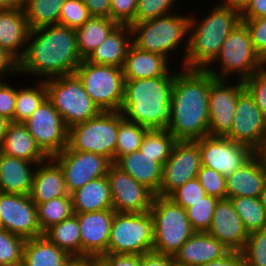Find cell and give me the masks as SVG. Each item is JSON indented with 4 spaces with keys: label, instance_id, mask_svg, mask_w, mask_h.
I'll use <instances>...</instances> for the list:
<instances>
[{
    "label": "cell",
    "instance_id": "obj_50",
    "mask_svg": "<svg viewBox=\"0 0 266 266\" xmlns=\"http://www.w3.org/2000/svg\"><path fill=\"white\" fill-rule=\"evenodd\" d=\"M110 18L118 24L134 23L138 0H110Z\"/></svg>",
    "mask_w": 266,
    "mask_h": 266
},
{
    "label": "cell",
    "instance_id": "obj_25",
    "mask_svg": "<svg viewBox=\"0 0 266 266\" xmlns=\"http://www.w3.org/2000/svg\"><path fill=\"white\" fill-rule=\"evenodd\" d=\"M29 32L23 9H0V47L17 61L24 54Z\"/></svg>",
    "mask_w": 266,
    "mask_h": 266
},
{
    "label": "cell",
    "instance_id": "obj_29",
    "mask_svg": "<svg viewBox=\"0 0 266 266\" xmlns=\"http://www.w3.org/2000/svg\"><path fill=\"white\" fill-rule=\"evenodd\" d=\"M132 44L130 25L118 24L106 39L86 58L88 62L122 68Z\"/></svg>",
    "mask_w": 266,
    "mask_h": 266
},
{
    "label": "cell",
    "instance_id": "obj_56",
    "mask_svg": "<svg viewBox=\"0 0 266 266\" xmlns=\"http://www.w3.org/2000/svg\"><path fill=\"white\" fill-rule=\"evenodd\" d=\"M91 16L110 18V0H82Z\"/></svg>",
    "mask_w": 266,
    "mask_h": 266
},
{
    "label": "cell",
    "instance_id": "obj_37",
    "mask_svg": "<svg viewBox=\"0 0 266 266\" xmlns=\"http://www.w3.org/2000/svg\"><path fill=\"white\" fill-rule=\"evenodd\" d=\"M35 84L36 87H21L16 88V101L13 115L14 123L26 122L32 113L40 106V104L47 98V88L45 81L41 80Z\"/></svg>",
    "mask_w": 266,
    "mask_h": 266
},
{
    "label": "cell",
    "instance_id": "obj_44",
    "mask_svg": "<svg viewBox=\"0 0 266 266\" xmlns=\"http://www.w3.org/2000/svg\"><path fill=\"white\" fill-rule=\"evenodd\" d=\"M177 0H138L134 23L155 19L174 13L172 11Z\"/></svg>",
    "mask_w": 266,
    "mask_h": 266
},
{
    "label": "cell",
    "instance_id": "obj_2",
    "mask_svg": "<svg viewBox=\"0 0 266 266\" xmlns=\"http://www.w3.org/2000/svg\"><path fill=\"white\" fill-rule=\"evenodd\" d=\"M215 79L206 70L181 68L171 92V123L177 140L194 141L209 136V92Z\"/></svg>",
    "mask_w": 266,
    "mask_h": 266
},
{
    "label": "cell",
    "instance_id": "obj_49",
    "mask_svg": "<svg viewBox=\"0 0 266 266\" xmlns=\"http://www.w3.org/2000/svg\"><path fill=\"white\" fill-rule=\"evenodd\" d=\"M246 25L254 50L263 58L266 55V16L255 19H242Z\"/></svg>",
    "mask_w": 266,
    "mask_h": 266
},
{
    "label": "cell",
    "instance_id": "obj_30",
    "mask_svg": "<svg viewBox=\"0 0 266 266\" xmlns=\"http://www.w3.org/2000/svg\"><path fill=\"white\" fill-rule=\"evenodd\" d=\"M0 153L21 158L36 165L49 157L41 150L23 123L10 122L0 147Z\"/></svg>",
    "mask_w": 266,
    "mask_h": 266
},
{
    "label": "cell",
    "instance_id": "obj_5",
    "mask_svg": "<svg viewBox=\"0 0 266 266\" xmlns=\"http://www.w3.org/2000/svg\"><path fill=\"white\" fill-rule=\"evenodd\" d=\"M189 22L190 15L171 13L140 23H133L130 25L132 44L140 50L160 54L169 60L172 58L170 57L173 55L172 52L180 50L183 46L184 53L181 56L183 61L180 68H184L188 50Z\"/></svg>",
    "mask_w": 266,
    "mask_h": 266
},
{
    "label": "cell",
    "instance_id": "obj_19",
    "mask_svg": "<svg viewBox=\"0 0 266 266\" xmlns=\"http://www.w3.org/2000/svg\"><path fill=\"white\" fill-rule=\"evenodd\" d=\"M107 178L110 184L112 206L116 212H149L155 194L146 186L112 164Z\"/></svg>",
    "mask_w": 266,
    "mask_h": 266
},
{
    "label": "cell",
    "instance_id": "obj_47",
    "mask_svg": "<svg viewBox=\"0 0 266 266\" xmlns=\"http://www.w3.org/2000/svg\"><path fill=\"white\" fill-rule=\"evenodd\" d=\"M206 195L204 188L197 178L191 179L182 186L178 187L168 197L183 209L192 206L193 203L200 201Z\"/></svg>",
    "mask_w": 266,
    "mask_h": 266
},
{
    "label": "cell",
    "instance_id": "obj_20",
    "mask_svg": "<svg viewBox=\"0 0 266 266\" xmlns=\"http://www.w3.org/2000/svg\"><path fill=\"white\" fill-rule=\"evenodd\" d=\"M114 209L74 213L78 217L81 235V258H98L108 254Z\"/></svg>",
    "mask_w": 266,
    "mask_h": 266
},
{
    "label": "cell",
    "instance_id": "obj_42",
    "mask_svg": "<svg viewBox=\"0 0 266 266\" xmlns=\"http://www.w3.org/2000/svg\"><path fill=\"white\" fill-rule=\"evenodd\" d=\"M241 253L245 266H266V229L249 233Z\"/></svg>",
    "mask_w": 266,
    "mask_h": 266
},
{
    "label": "cell",
    "instance_id": "obj_34",
    "mask_svg": "<svg viewBox=\"0 0 266 266\" xmlns=\"http://www.w3.org/2000/svg\"><path fill=\"white\" fill-rule=\"evenodd\" d=\"M43 235L71 257L81 258L80 226L76 214L51 226Z\"/></svg>",
    "mask_w": 266,
    "mask_h": 266
},
{
    "label": "cell",
    "instance_id": "obj_38",
    "mask_svg": "<svg viewBox=\"0 0 266 266\" xmlns=\"http://www.w3.org/2000/svg\"><path fill=\"white\" fill-rule=\"evenodd\" d=\"M230 200L248 234L266 229V211L260 198L234 197Z\"/></svg>",
    "mask_w": 266,
    "mask_h": 266
},
{
    "label": "cell",
    "instance_id": "obj_31",
    "mask_svg": "<svg viewBox=\"0 0 266 266\" xmlns=\"http://www.w3.org/2000/svg\"><path fill=\"white\" fill-rule=\"evenodd\" d=\"M73 212L86 213L113 209L107 176L91 180L71 193Z\"/></svg>",
    "mask_w": 266,
    "mask_h": 266
},
{
    "label": "cell",
    "instance_id": "obj_43",
    "mask_svg": "<svg viewBox=\"0 0 266 266\" xmlns=\"http://www.w3.org/2000/svg\"><path fill=\"white\" fill-rule=\"evenodd\" d=\"M26 239L0 228V266H7L23 260Z\"/></svg>",
    "mask_w": 266,
    "mask_h": 266
},
{
    "label": "cell",
    "instance_id": "obj_26",
    "mask_svg": "<svg viewBox=\"0 0 266 266\" xmlns=\"http://www.w3.org/2000/svg\"><path fill=\"white\" fill-rule=\"evenodd\" d=\"M164 56L143 51L131 44L122 67L124 80L155 78L166 75L171 67Z\"/></svg>",
    "mask_w": 266,
    "mask_h": 266
},
{
    "label": "cell",
    "instance_id": "obj_22",
    "mask_svg": "<svg viewBox=\"0 0 266 266\" xmlns=\"http://www.w3.org/2000/svg\"><path fill=\"white\" fill-rule=\"evenodd\" d=\"M266 181V168L258 153L226 177V198H260Z\"/></svg>",
    "mask_w": 266,
    "mask_h": 266
},
{
    "label": "cell",
    "instance_id": "obj_24",
    "mask_svg": "<svg viewBox=\"0 0 266 266\" xmlns=\"http://www.w3.org/2000/svg\"><path fill=\"white\" fill-rule=\"evenodd\" d=\"M30 198L35 204L69 195L60 166L49 157L35 166Z\"/></svg>",
    "mask_w": 266,
    "mask_h": 266
},
{
    "label": "cell",
    "instance_id": "obj_28",
    "mask_svg": "<svg viewBox=\"0 0 266 266\" xmlns=\"http://www.w3.org/2000/svg\"><path fill=\"white\" fill-rule=\"evenodd\" d=\"M135 181L146 186L155 195L158 193L162 181L163 166L152 160L139 150L120 156L114 163Z\"/></svg>",
    "mask_w": 266,
    "mask_h": 266
},
{
    "label": "cell",
    "instance_id": "obj_21",
    "mask_svg": "<svg viewBox=\"0 0 266 266\" xmlns=\"http://www.w3.org/2000/svg\"><path fill=\"white\" fill-rule=\"evenodd\" d=\"M207 233L231 251H241L249 235L228 198L218 200Z\"/></svg>",
    "mask_w": 266,
    "mask_h": 266
},
{
    "label": "cell",
    "instance_id": "obj_62",
    "mask_svg": "<svg viewBox=\"0 0 266 266\" xmlns=\"http://www.w3.org/2000/svg\"><path fill=\"white\" fill-rule=\"evenodd\" d=\"M257 153L261 157V159L265 165V168H266V139H265L262 147L260 148V150Z\"/></svg>",
    "mask_w": 266,
    "mask_h": 266
},
{
    "label": "cell",
    "instance_id": "obj_52",
    "mask_svg": "<svg viewBox=\"0 0 266 266\" xmlns=\"http://www.w3.org/2000/svg\"><path fill=\"white\" fill-rule=\"evenodd\" d=\"M107 266H140V255L104 254L99 257Z\"/></svg>",
    "mask_w": 266,
    "mask_h": 266
},
{
    "label": "cell",
    "instance_id": "obj_51",
    "mask_svg": "<svg viewBox=\"0 0 266 266\" xmlns=\"http://www.w3.org/2000/svg\"><path fill=\"white\" fill-rule=\"evenodd\" d=\"M16 101V88L0 81V116L13 122Z\"/></svg>",
    "mask_w": 266,
    "mask_h": 266
},
{
    "label": "cell",
    "instance_id": "obj_7",
    "mask_svg": "<svg viewBox=\"0 0 266 266\" xmlns=\"http://www.w3.org/2000/svg\"><path fill=\"white\" fill-rule=\"evenodd\" d=\"M219 63L218 69L209 65L205 70L215 79H226L235 74L238 80H246L263 67L262 58L254 50L246 25L241 22L227 36L221 50L211 64ZM232 74V75H231Z\"/></svg>",
    "mask_w": 266,
    "mask_h": 266
},
{
    "label": "cell",
    "instance_id": "obj_41",
    "mask_svg": "<svg viewBox=\"0 0 266 266\" xmlns=\"http://www.w3.org/2000/svg\"><path fill=\"white\" fill-rule=\"evenodd\" d=\"M218 200L215 197L205 195L200 201L185 209L194 232H207L209 230Z\"/></svg>",
    "mask_w": 266,
    "mask_h": 266
},
{
    "label": "cell",
    "instance_id": "obj_63",
    "mask_svg": "<svg viewBox=\"0 0 266 266\" xmlns=\"http://www.w3.org/2000/svg\"><path fill=\"white\" fill-rule=\"evenodd\" d=\"M90 266H107L99 257L90 258Z\"/></svg>",
    "mask_w": 266,
    "mask_h": 266
},
{
    "label": "cell",
    "instance_id": "obj_55",
    "mask_svg": "<svg viewBox=\"0 0 266 266\" xmlns=\"http://www.w3.org/2000/svg\"><path fill=\"white\" fill-rule=\"evenodd\" d=\"M266 16V0H249L241 11L242 19H255Z\"/></svg>",
    "mask_w": 266,
    "mask_h": 266
},
{
    "label": "cell",
    "instance_id": "obj_18",
    "mask_svg": "<svg viewBox=\"0 0 266 266\" xmlns=\"http://www.w3.org/2000/svg\"><path fill=\"white\" fill-rule=\"evenodd\" d=\"M226 138L248 146L256 153L266 139V116L246 89L239 95L232 127Z\"/></svg>",
    "mask_w": 266,
    "mask_h": 266
},
{
    "label": "cell",
    "instance_id": "obj_16",
    "mask_svg": "<svg viewBox=\"0 0 266 266\" xmlns=\"http://www.w3.org/2000/svg\"><path fill=\"white\" fill-rule=\"evenodd\" d=\"M194 141L201 152V165L218 171L224 177L231 175L256 153L226 137L206 136Z\"/></svg>",
    "mask_w": 266,
    "mask_h": 266
},
{
    "label": "cell",
    "instance_id": "obj_45",
    "mask_svg": "<svg viewBox=\"0 0 266 266\" xmlns=\"http://www.w3.org/2000/svg\"><path fill=\"white\" fill-rule=\"evenodd\" d=\"M90 17L91 14L82 0H66L60 13L59 25L76 29Z\"/></svg>",
    "mask_w": 266,
    "mask_h": 266
},
{
    "label": "cell",
    "instance_id": "obj_23",
    "mask_svg": "<svg viewBox=\"0 0 266 266\" xmlns=\"http://www.w3.org/2000/svg\"><path fill=\"white\" fill-rule=\"evenodd\" d=\"M230 251L207 232H194L173 258L179 266H199L221 259Z\"/></svg>",
    "mask_w": 266,
    "mask_h": 266
},
{
    "label": "cell",
    "instance_id": "obj_53",
    "mask_svg": "<svg viewBox=\"0 0 266 266\" xmlns=\"http://www.w3.org/2000/svg\"><path fill=\"white\" fill-rule=\"evenodd\" d=\"M174 258L154 251L144 253L140 256V266H174Z\"/></svg>",
    "mask_w": 266,
    "mask_h": 266
},
{
    "label": "cell",
    "instance_id": "obj_9",
    "mask_svg": "<svg viewBox=\"0 0 266 266\" xmlns=\"http://www.w3.org/2000/svg\"><path fill=\"white\" fill-rule=\"evenodd\" d=\"M45 85L47 98L68 128L86 122L101 112L75 73L47 79Z\"/></svg>",
    "mask_w": 266,
    "mask_h": 266
},
{
    "label": "cell",
    "instance_id": "obj_36",
    "mask_svg": "<svg viewBox=\"0 0 266 266\" xmlns=\"http://www.w3.org/2000/svg\"><path fill=\"white\" fill-rule=\"evenodd\" d=\"M177 141L168 129H149L139 151L163 166L171 156L173 146Z\"/></svg>",
    "mask_w": 266,
    "mask_h": 266
},
{
    "label": "cell",
    "instance_id": "obj_8",
    "mask_svg": "<svg viewBox=\"0 0 266 266\" xmlns=\"http://www.w3.org/2000/svg\"><path fill=\"white\" fill-rule=\"evenodd\" d=\"M123 118L120 111H101L86 122L71 126L67 147L105 156L114 163L118 128Z\"/></svg>",
    "mask_w": 266,
    "mask_h": 266
},
{
    "label": "cell",
    "instance_id": "obj_32",
    "mask_svg": "<svg viewBox=\"0 0 266 266\" xmlns=\"http://www.w3.org/2000/svg\"><path fill=\"white\" fill-rule=\"evenodd\" d=\"M72 258L44 235L26 239L23 249L27 266H66Z\"/></svg>",
    "mask_w": 266,
    "mask_h": 266
},
{
    "label": "cell",
    "instance_id": "obj_3",
    "mask_svg": "<svg viewBox=\"0 0 266 266\" xmlns=\"http://www.w3.org/2000/svg\"><path fill=\"white\" fill-rule=\"evenodd\" d=\"M178 71L163 76L125 80L120 112L127 121L149 129H167L171 123V92Z\"/></svg>",
    "mask_w": 266,
    "mask_h": 266
},
{
    "label": "cell",
    "instance_id": "obj_17",
    "mask_svg": "<svg viewBox=\"0 0 266 266\" xmlns=\"http://www.w3.org/2000/svg\"><path fill=\"white\" fill-rule=\"evenodd\" d=\"M0 228L24 239L42 236L36 204L30 195L0 192Z\"/></svg>",
    "mask_w": 266,
    "mask_h": 266
},
{
    "label": "cell",
    "instance_id": "obj_61",
    "mask_svg": "<svg viewBox=\"0 0 266 266\" xmlns=\"http://www.w3.org/2000/svg\"><path fill=\"white\" fill-rule=\"evenodd\" d=\"M9 123H10L9 120H7L3 116H0V147H1L2 141L4 139V135H5V132H6V129Z\"/></svg>",
    "mask_w": 266,
    "mask_h": 266
},
{
    "label": "cell",
    "instance_id": "obj_60",
    "mask_svg": "<svg viewBox=\"0 0 266 266\" xmlns=\"http://www.w3.org/2000/svg\"><path fill=\"white\" fill-rule=\"evenodd\" d=\"M66 266H90V258H72Z\"/></svg>",
    "mask_w": 266,
    "mask_h": 266
},
{
    "label": "cell",
    "instance_id": "obj_39",
    "mask_svg": "<svg viewBox=\"0 0 266 266\" xmlns=\"http://www.w3.org/2000/svg\"><path fill=\"white\" fill-rule=\"evenodd\" d=\"M36 207L38 222L43 233L74 214L71 194L36 204Z\"/></svg>",
    "mask_w": 266,
    "mask_h": 266
},
{
    "label": "cell",
    "instance_id": "obj_57",
    "mask_svg": "<svg viewBox=\"0 0 266 266\" xmlns=\"http://www.w3.org/2000/svg\"><path fill=\"white\" fill-rule=\"evenodd\" d=\"M199 266H245L241 251H230L221 259L211 261Z\"/></svg>",
    "mask_w": 266,
    "mask_h": 266
},
{
    "label": "cell",
    "instance_id": "obj_40",
    "mask_svg": "<svg viewBox=\"0 0 266 266\" xmlns=\"http://www.w3.org/2000/svg\"><path fill=\"white\" fill-rule=\"evenodd\" d=\"M149 128L127 121L123 118L119 123L115 161L120 157L134 151H138L143 138Z\"/></svg>",
    "mask_w": 266,
    "mask_h": 266
},
{
    "label": "cell",
    "instance_id": "obj_64",
    "mask_svg": "<svg viewBox=\"0 0 266 266\" xmlns=\"http://www.w3.org/2000/svg\"><path fill=\"white\" fill-rule=\"evenodd\" d=\"M261 202H262V206L264 207L265 211H266V181L264 183V187L260 196Z\"/></svg>",
    "mask_w": 266,
    "mask_h": 266
},
{
    "label": "cell",
    "instance_id": "obj_12",
    "mask_svg": "<svg viewBox=\"0 0 266 266\" xmlns=\"http://www.w3.org/2000/svg\"><path fill=\"white\" fill-rule=\"evenodd\" d=\"M23 124L48 157L60 153L68 146L69 128L48 98Z\"/></svg>",
    "mask_w": 266,
    "mask_h": 266
},
{
    "label": "cell",
    "instance_id": "obj_27",
    "mask_svg": "<svg viewBox=\"0 0 266 266\" xmlns=\"http://www.w3.org/2000/svg\"><path fill=\"white\" fill-rule=\"evenodd\" d=\"M36 164L0 153V192L29 195Z\"/></svg>",
    "mask_w": 266,
    "mask_h": 266
},
{
    "label": "cell",
    "instance_id": "obj_35",
    "mask_svg": "<svg viewBox=\"0 0 266 266\" xmlns=\"http://www.w3.org/2000/svg\"><path fill=\"white\" fill-rule=\"evenodd\" d=\"M65 2L66 0H25L23 12L30 30L59 24Z\"/></svg>",
    "mask_w": 266,
    "mask_h": 266
},
{
    "label": "cell",
    "instance_id": "obj_15",
    "mask_svg": "<svg viewBox=\"0 0 266 266\" xmlns=\"http://www.w3.org/2000/svg\"><path fill=\"white\" fill-rule=\"evenodd\" d=\"M231 85L226 79H214L209 92V136L226 137L232 127L239 95L245 90L242 80Z\"/></svg>",
    "mask_w": 266,
    "mask_h": 266
},
{
    "label": "cell",
    "instance_id": "obj_10",
    "mask_svg": "<svg viewBox=\"0 0 266 266\" xmlns=\"http://www.w3.org/2000/svg\"><path fill=\"white\" fill-rule=\"evenodd\" d=\"M74 73L101 111H120L125 84L122 68L83 59Z\"/></svg>",
    "mask_w": 266,
    "mask_h": 266
},
{
    "label": "cell",
    "instance_id": "obj_33",
    "mask_svg": "<svg viewBox=\"0 0 266 266\" xmlns=\"http://www.w3.org/2000/svg\"><path fill=\"white\" fill-rule=\"evenodd\" d=\"M118 25L107 17L91 16L82 26L75 29L77 47L82 59H86Z\"/></svg>",
    "mask_w": 266,
    "mask_h": 266
},
{
    "label": "cell",
    "instance_id": "obj_54",
    "mask_svg": "<svg viewBox=\"0 0 266 266\" xmlns=\"http://www.w3.org/2000/svg\"><path fill=\"white\" fill-rule=\"evenodd\" d=\"M17 73L18 61L4 48L0 47V81L4 76L6 78V76L15 75Z\"/></svg>",
    "mask_w": 266,
    "mask_h": 266
},
{
    "label": "cell",
    "instance_id": "obj_13",
    "mask_svg": "<svg viewBox=\"0 0 266 266\" xmlns=\"http://www.w3.org/2000/svg\"><path fill=\"white\" fill-rule=\"evenodd\" d=\"M51 158L60 166L69 194L85 186L91 180L106 176L113 164L105 156L70 150L68 147Z\"/></svg>",
    "mask_w": 266,
    "mask_h": 266
},
{
    "label": "cell",
    "instance_id": "obj_65",
    "mask_svg": "<svg viewBox=\"0 0 266 266\" xmlns=\"http://www.w3.org/2000/svg\"><path fill=\"white\" fill-rule=\"evenodd\" d=\"M7 266H27V264L22 260L20 262L14 263V264H10Z\"/></svg>",
    "mask_w": 266,
    "mask_h": 266
},
{
    "label": "cell",
    "instance_id": "obj_11",
    "mask_svg": "<svg viewBox=\"0 0 266 266\" xmlns=\"http://www.w3.org/2000/svg\"><path fill=\"white\" fill-rule=\"evenodd\" d=\"M153 218L150 212H115L108 253L142 255L153 250Z\"/></svg>",
    "mask_w": 266,
    "mask_h": 266
},
{
    "label": "cell",
    "instance_id": "obj_59",
    "mask_svg": "<svg viewBox=\"0 0 266 266\" xmlns=\"http://www.w3.org/2000/svg\"><path fill=\"white\" fill-rule=\"evenodd\" d=\"M25 0H0V9H23Z\"/></svg>",
    "mask_w": 266,
    "mask_h": 266
},
{
    "label": "cell",
    "instance_id": "obj_58",
    "mask_svg": "<svg viewBox=\"0 0 266 266\" xmlns=\"http://www.w3.org/2000/svg\"><path fill=\"white\" fill-rule=\"evenodd\" d=\"M249 3V0H222L221 2H216L215 5L222 7H232L239 11H242L245 6Z\"/></svg>",
    "mask_w": 266,
    "mask_h": 266
},
{
    "label": "cell",
    "instance_id": "obj_46",
    "mask_svg": "<svg viewBox=\"0 0 266 266\" xmlns=\"http://www.w3.org/2000/svg\"><path fill=\"white\" fill-rule=\"evenodd\" d=\"M196 178L204 188L206 195L217 199L226 198V177L221 173L201 165Z\"/></svg>",
    "mask_w": 266,
    "mask_h": 266
},
{
    "label": "cell",
    "instance_id": "obj_14",
    "mask_svg": "<svg viewBox=\"0 0 266 266\" xmlns=\"http://www.w3.org/2000/svg\"><path fill=\"white\" fill-rule=\"evenodd\" d=\"M201 167L198 144L190 140H178L171 156L163 165L162 181L156 195L169 196L178 187L197 177Z\"/></svg>",
    "mask_w": 266,
    "mask_h": 266
},
{
    "label": "cell",
    "instance_id": "obj_48",
    "mask_svg": "<svg viewBox=\"0 0 266 266\" xmlns=\"http://www.w3.org/2000/svg\"><path fill=\"white\" fill-rule=\"evenodd\" d=\"M243 82L245 89L266 116V67H262Z\"/></svg>",
    "mask_w": 266,
    "mask_h": 266
},
{
    "label": "cell",
    "instance_id": "obj_6",
    "mask_svg": "<svg viewBox=\"0 0 266 266\" xmlns=\"http://www.w3.org/2000/svg\"><path fill=\"white\" fill-rule=\"evenodd\" d=\"M149 212L153 218L152 251L174 256L194 233L186 210L168 196L155 195Z\"/></svg>",
    "mask_w": 266,
    "mask_h": 266
},
{
    "label": "cell",
    "instance_id": "obj_4",
    "mask_svg": "<svg viewBox=\"0 0 266 266\" xmlns=\"http://www.w3.org/2000/svg\"><path fill=\"white\" fill-rule=\"evenodd\" d=\"M210 9L204 19L190 15L184 68L205 70L219 54L229 33L242 22L241 11L236 8L215 5Z\"/></svg>",
    "mask_w": 266,
    "mask_h": 266
},
{
    "label": "cell",
    "instance_id": "obj_66",
    "mask_svg": "<svg viewBox=\"0 0 266 266\" xmlns=\"http://www.w3.org/2000/svg\"><path fill=\"white\" fill-rule=\"evenodd\" d=\"M262 65L266 67V55L262 58Z\"/></svg>",
    "mask_w": 266,
    "mask_h": 266
},
{
    "label": "cell",
    "instance_id": "obj_1",
    "mask_svg": "<svg viewBox=\"0 0 266 266\" xmlns=\"http://www.w3.org/2000/svg\"><path fill=\"white\" fill-rule=\"evenodd\" d=\"M75 29L48 25L30 30L18 74L44 79L72 74L82 62ZM27 73V74H26Z\"/></svg>",
    "mask_w": 266,
    "mask_h": 266
}]
</instances>
